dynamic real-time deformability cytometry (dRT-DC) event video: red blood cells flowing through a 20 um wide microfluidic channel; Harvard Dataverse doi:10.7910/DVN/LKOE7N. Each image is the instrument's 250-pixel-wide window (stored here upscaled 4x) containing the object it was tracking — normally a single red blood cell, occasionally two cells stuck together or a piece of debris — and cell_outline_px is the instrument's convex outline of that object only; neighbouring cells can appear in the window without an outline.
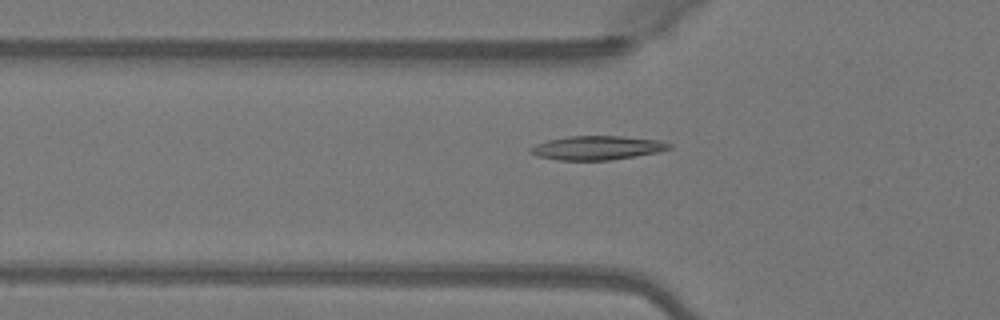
{"species": "Egyptian fruit bat (a non-hibernating species)", "species_latin": "Rousettus aegyptiacus", "temperature_condition": "warm", "stored_images_in_passage": 37, "camera_frame_rate_fps": 3000, "um_per_image_px": 0.085, "animal": {"sex": "female"}, "frame": {"image": 1, "passage_image": 6, "time_ms": 1.667, "image_size_px": [1000, 320], "cell_outline_px": [[672, 148], [660, 152], [636, 156], [608, 160], [556, 160], [536, 156], [528, 152], [528, 148], [536, 144], [548, 140], [568, 136], [620, 136], [660, 140], [672, 144]], "centroid_in_image_um": [50.75, 12.57], "position_along_channel_um": 75.1, "area_um2": 19.54}}
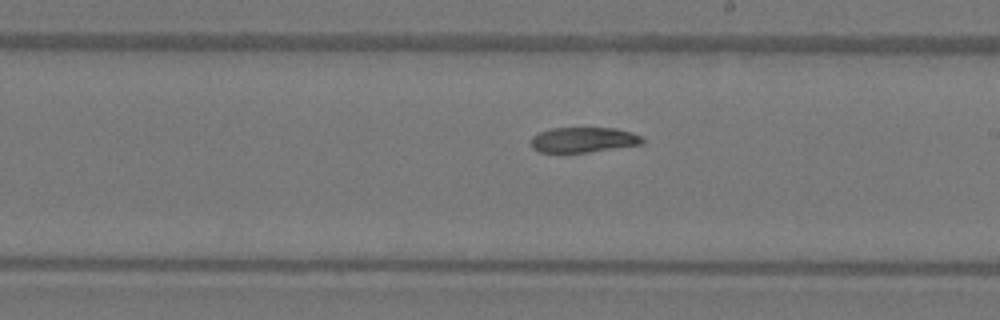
{"frame": {"image": 2, "passage_image": 18, "time_ms": 5.667, "image_size_px": [1000, 320], "cell_outline_px": [[644, 140], [640, 144], [588, 152], [540, 152], [532, 148], [532, 136], [540, 132], [552, 128], [616, 128], [632, 132], [644, 136]], "centroid_in_image_um": [49.61, 11.87], "position_along_channel_um": 239.4, "area_um2": 16.24}}
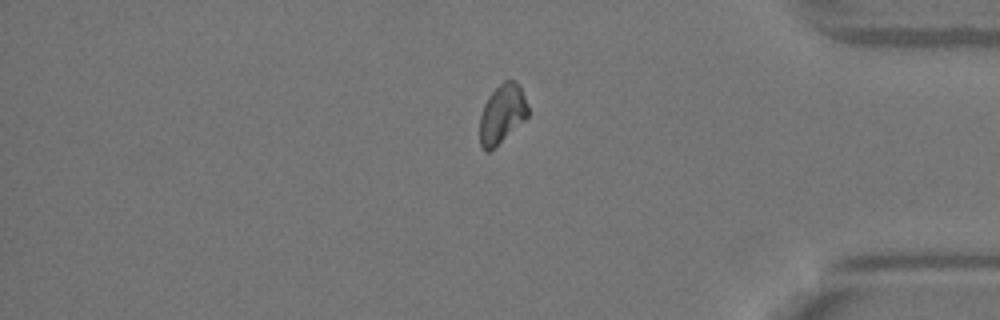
{"frame": {"image": 3, "passage_image": 31, "time_ms": 10.0, "image_size_px": [1000, 320], "cell_outline_px": [[528, 116], [524, 120], [488, 152], [484, 152], [480, 144], [480, 116], [484, 104], [492, 92], [504, 80], [516, 80], [524, 96], [528, 108]], "centroid_in_image_um": [42.66, 9.67], "position_along_channel_um": 392.5, "area_um2": 16.18}}